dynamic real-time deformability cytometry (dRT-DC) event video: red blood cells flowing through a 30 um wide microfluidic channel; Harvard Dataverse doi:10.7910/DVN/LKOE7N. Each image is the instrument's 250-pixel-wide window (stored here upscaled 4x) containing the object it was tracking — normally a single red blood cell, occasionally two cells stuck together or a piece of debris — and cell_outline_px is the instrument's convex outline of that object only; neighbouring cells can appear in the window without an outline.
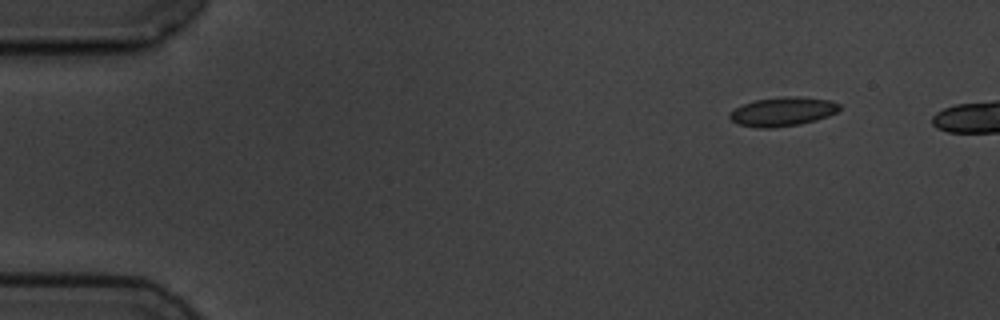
{"species": "common noctule bat (a hibernating species)", "species_latin": "Nyctalus noctula", "temperature_condition": "cold", "stored_images_in_passage": 8, "camera_frame_rate_fps": 3000, "um_per_image_px": 0.085, "animal": {"sex": "male", "body_mass_g": 19.5, "forearm_length_mm": 54.6}, "frame": {"image": 1, "passage_image": 1, "time_ms": 0.0, "image_size_px": [1000, 320], "cell_outline_px": [[840, 108], [836, 112], [828, 116], [816, 120], [800, 124], [772, 128], [756, 128], [736, 124], [728, 116], [728, 112], [744, 104], [756, 100], [784, 96], [800, 96], [832, 100], [840, 104]], "centroid_in_image_um": [66.52, 9.49], "position_along_channel_um": 18.5, "area_um2": 18.73}}
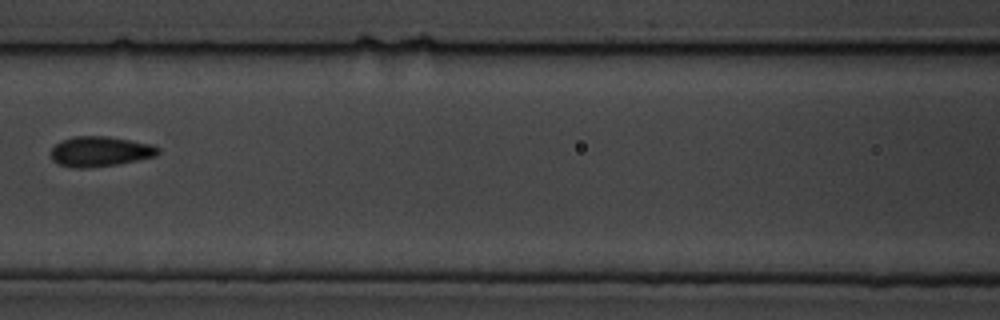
{"frame": {"image": 2, "passage_image": 6, "time_ms": 6.667, "image_size_px": [1000, 320], "cell_outline_px": [[160, 152], [156, 156], [116, 164], [88, 168], [72, 168], [56, 164], [52, 160], [52, 148], [56, 144], [72, 136], [108, 136], [152, 144], [160, 148]], "centroid_in_image_um": [8.5, 12.88], "position_along_channel_um": 158.1, "area_um2": 18.84}}
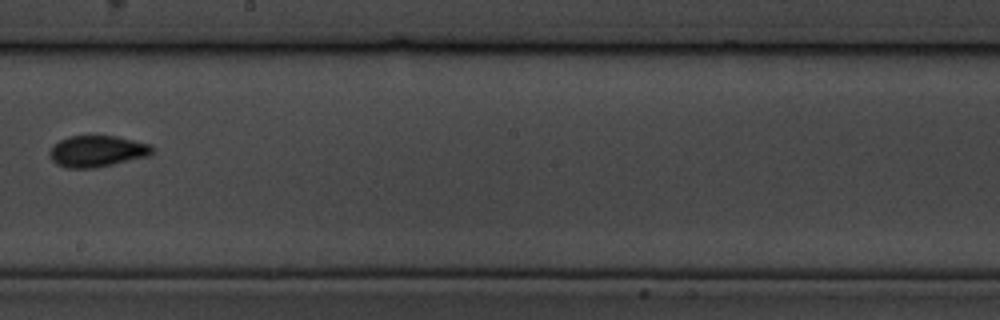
{"frame": {"image": 3, "passage_image": 8, "time_ms": 9.0, "image_size_px": [1000, 320], "cell_outline_px": [[156, 148], [152, 156], [96, 168], [68, 168], [56, 164], [52, 160], [48, 152], [60, 140], [68, 136], [116, 136], [152, 144]], "centroid_in_image_um": [8.34, 12.86], "position_along_channel_um": 239.9, "area_um2": 19.07}}